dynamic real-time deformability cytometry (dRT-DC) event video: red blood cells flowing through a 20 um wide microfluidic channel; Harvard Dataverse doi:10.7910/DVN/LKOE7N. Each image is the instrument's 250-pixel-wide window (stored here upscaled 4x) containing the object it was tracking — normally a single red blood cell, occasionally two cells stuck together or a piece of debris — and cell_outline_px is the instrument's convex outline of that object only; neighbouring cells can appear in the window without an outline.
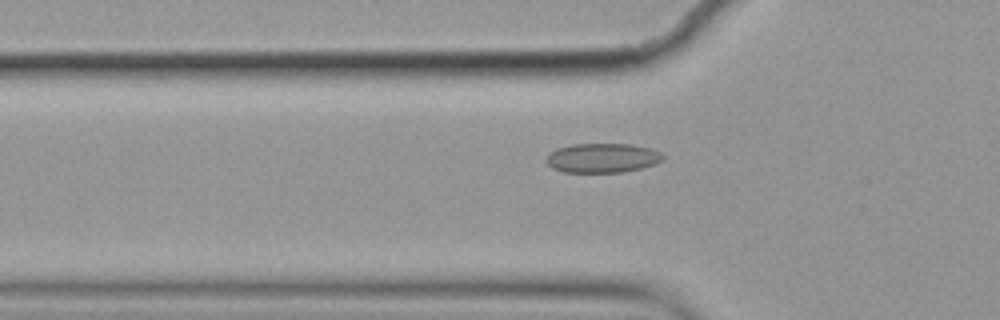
{"species": "common noctule bat (a hibernating species)", "species_latin": "Nyctalus noctula", "temperature_condition": "cold", "stored_images_in_passage": 55, "camera_frame_rate_fps": 3000, "um_per_image_px": 0.085, "animal": {"sex": "female", "body_mass_g": 19.9}, "frame": {"image": 1, "passage_image": 17, "time_ms": 5.333, "image_size_px": [1000, 320], "cell_outline_px": [[664, 160], [656, 164], [624, 172], [564, 172], [552, 168], [544, 160], [548, 152], [556, 148], [572, 144], [632, 144], [652, 148], [660, 152], [664, 156]], "centroid_in_image_um": [51.19, 13.42], "position_along_channel_um": 74.6, "area_um2": 20.29}}
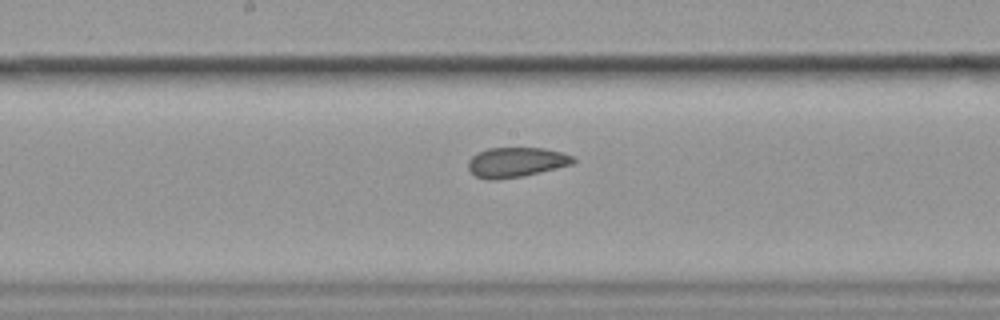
{"frame": {"image": 2, "passage_image": 28, "time_ms": 9.0, "image_size_px": [1000, 320], "cell_outline_px": [[576, 160], [572, 164], [524, 176], [496, 180], [484, 180], [476, 176], [468, 168], [468, 160], [476, 152], [488, 148], [544, 148], [564, 152], [572, 156]], "centroid_in_image_um": [43.85, 13.79], "position_along_channel_um": 204.4, "area_um2": 18.44}}
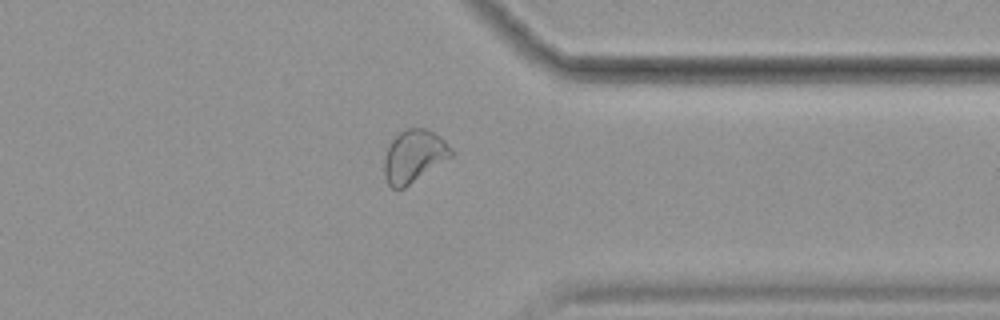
{"frame": {"image": 3, "passage_image": 43, "time_ms": 14.0, "image_size_px": [1000, 320], "cell_outline_px": [[452, 156], [404, 188], [392, 188], [388, 184], [384, 176], [384, 160], [388, 148], [392, 140], [404, 128], [424, 128], [440, 136], [452, 148]], "centroid_in_image_um": [35.17, 13.27], "position_along_channel_um": 376.2, "area_um2": 20.23}, "authors_computed_cell_mechanics": {"area_um2": 20.519, "velocity_mm_per_s": 3.5347, "shape_relaxation_time_tau1_ms": null, "shape_relaxation_time_tau2_ms": 1.9293, "deformation_change_tau1": null, "deformation_change_tau2": 0.0705}}